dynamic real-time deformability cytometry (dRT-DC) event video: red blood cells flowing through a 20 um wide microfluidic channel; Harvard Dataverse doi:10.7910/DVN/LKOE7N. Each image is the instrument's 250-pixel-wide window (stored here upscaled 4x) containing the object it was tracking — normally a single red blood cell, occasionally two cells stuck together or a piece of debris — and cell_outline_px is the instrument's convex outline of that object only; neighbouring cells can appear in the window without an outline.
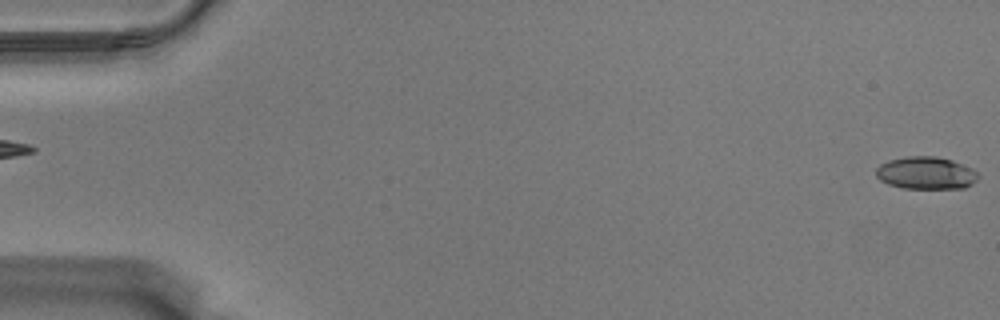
{"species": "Egyptian fruit bat (a non-hibernating species)", "species_latin": "Rousettus aegyptiacus", "temperature_condition": "warm", "stored_images_in_passage": 58, "camera_frame_rate_fps": 3000, "um_per_image_px": 0.085, "animal": {"sex": "male"}, "frame": {"image": 1, "passage_image": 1, "time_ms": 0.0, "image_size_px": [1000, 320], "cell_outline_px": [[980, 176], [972, 184], [964, 188], [904, 188], [888, 184], [880, 180], [876, 176], [876, 168], [880, 164], [888, 160], [904, 156], [936, 156], [952, 160], [972, 168]], "centroid_in_image_um": [78.7, 14.69], "position_along_channel_um": 6.3, "area_um2": 19.42}}
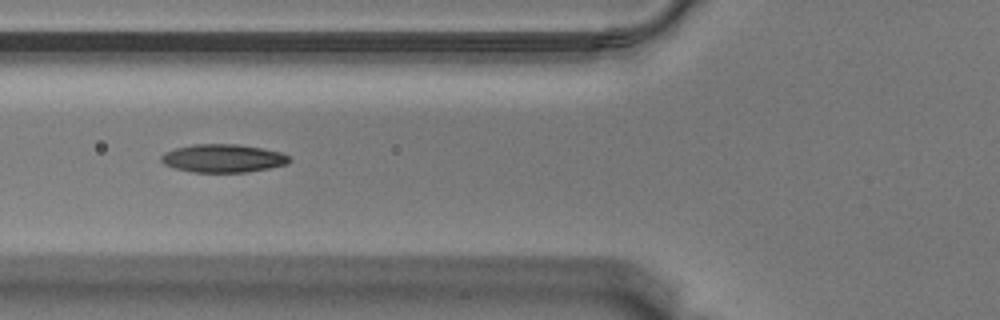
{"frame": {"image": 2, "passage_image": 23, "time_ms": 7.333, "image_size_px": [1000, 320], "cell_outline_px": [[292, 160], [288, 164], [268, 168], [244, 172], [196, 172], [176, 168], [164, 164], [160, 160], [160, 156], [164, 152], [176, 148], [192, 144], [236, 144], [260, 148], [280, 152], [288, 156]], "centroid_in_image_um": [18.94, 13.45], "position_along_channel_um": 106.9, "area_um2": 20.87}}
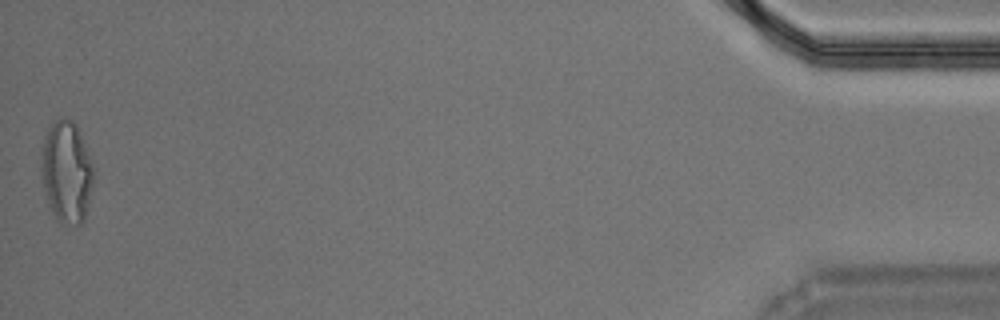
{"frame": {"image": 3, "passage_image": 58, "time_ms": 19.0, "image_size_px": [1000, 320], "cell_outline_px": [[96, 168], [92, 188], [84, 220], [80, 224], [60, 224], [56, 220], [48, 208], [40, 176], [40, 148], [48, 124], [60, 116], [72, 120], [76, 124]], "centroid_in_image_um": [5.62, 14.59], "position_along_channel_um": 429.6, "area_um2": 32.48}, "authors_computed_cell_mechanics": {"area_um2": 20.23, "velocity_mm_per_s": 3.5395, "shape_relaxation_time_tau1_ms": null, "shape_relaxation_time_tau2_ms": 1.6668, "deformation_change_tau1": null, "deformation_change_tau2": 0.0867}}